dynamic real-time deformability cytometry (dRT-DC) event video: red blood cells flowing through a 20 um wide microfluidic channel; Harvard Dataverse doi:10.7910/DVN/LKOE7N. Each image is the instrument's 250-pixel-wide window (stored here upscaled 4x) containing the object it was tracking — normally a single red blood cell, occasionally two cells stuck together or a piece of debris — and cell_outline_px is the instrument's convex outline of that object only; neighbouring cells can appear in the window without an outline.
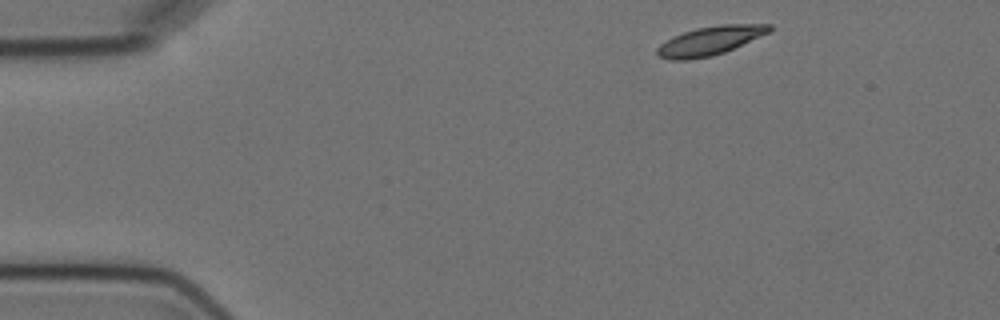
{"species": "Egyptian fruit bat (a non-hibernating species)", "species_latin": "Rousettus aegyptiacus", "temperature_condition": "cold", "stored_images_in_passage": 5, "camera_frame_rate_fps": 3000, "um_per_image_px": 0.085, "animal": {"sex": "female"}, "frame": {"image": 1, "passage_image": 1, "time_ms": 0.0, "image_size_px": [1000, 320], "cell_outline_px": [[772, 28], [768, 32], [760, 36], [724, 52], [712, 56], [688, 60], [672, 60], [660, 56], [656, 52], [656, 48], [660, 44], [684, 32], [696, 28], [720, 24], [772, 24]], "centroid_in_image_um": [60.34, 3.46], "position_along_channel_um": 24.7, "area_um2": 18.5}}
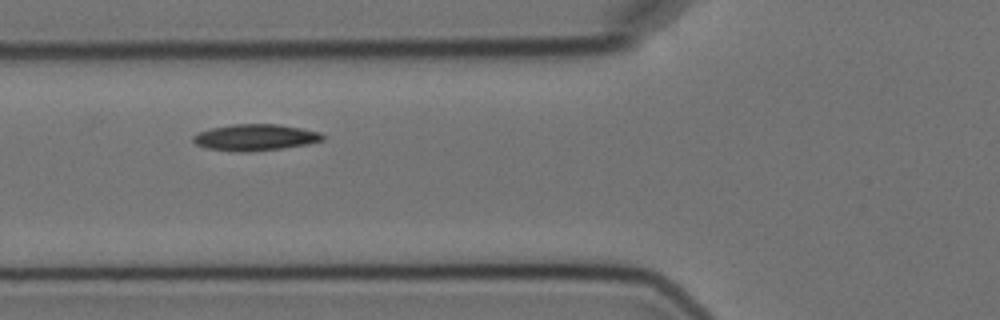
{"frame": {"image": 2, "passage_image": 4, "time_ms": 4.333, "image_size_px": [1000, 320], "cell_outline_px": [[324, 140], [308, 144], [280, 148], [248, 152], [236, 152], [208, 148], [196, 144], [192, 140], [192, 136], [200, 132], [212, 128], [232, 124], [276, 124], [300, 128], [320, 132], [324, 136]], "centroid_in_image_um": [21.69, 11.68], "position_along_channel_um": 104.1, "area_um2": 19.77}}
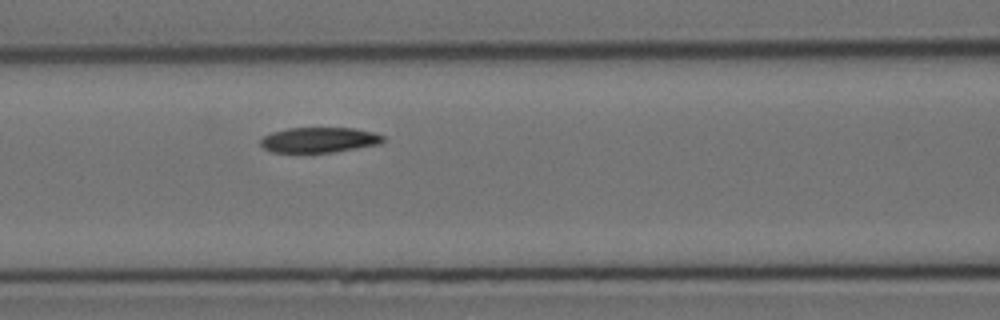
{"frame": {"image": 3, "passage_image": 5, "time_ms": 5.333, "image_size_px": [1000, 320], "cell_outline_px": [[384, 140], [380, 144], [332, 152], [272, 152], [264, 148], [260, 144], [260, 140], [264, 136], [272, 132], [288, 128], [356, 128], [376, 132], [384, 136]], "centroid_in_image_um": [27.15, 11.88], "position_along_channel_um": 139.4, "area_um2": 18.03}}